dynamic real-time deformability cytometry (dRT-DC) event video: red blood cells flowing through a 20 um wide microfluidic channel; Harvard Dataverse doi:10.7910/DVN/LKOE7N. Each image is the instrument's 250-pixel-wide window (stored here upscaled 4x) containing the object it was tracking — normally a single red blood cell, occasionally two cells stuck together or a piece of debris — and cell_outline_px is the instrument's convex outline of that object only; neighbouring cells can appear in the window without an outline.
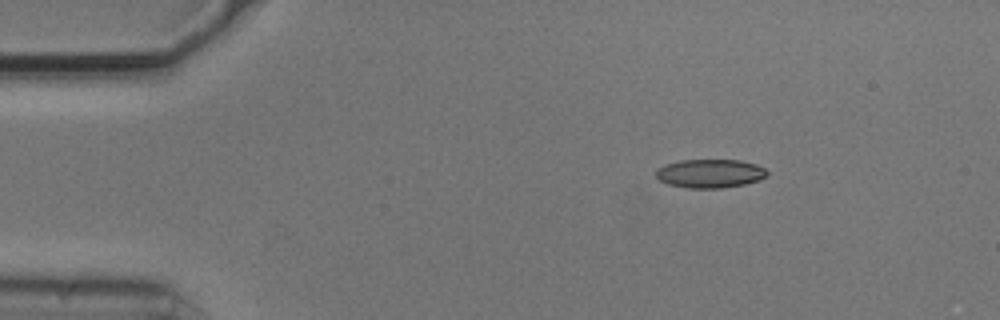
{"species": "common noctule bat (a hibernating species)", "species_latin": "Nyctalus noctula", "temperature_condition": "cold", "stored_images_in_passage": 3, "segment_of_instrument_passage": [1, 2], "camera_frame_rate_fps": 3000, "um_per_image_px": 0.085, "animal": {"sex": "male", "body_mass_g": 20.5, "forearm_length_mm": 52.5}, "frame": {"image": 1, "passage_image": 1, "time_ms": 0.0, "image_size_px": [1000, 320], "cell_outline_px": [[768, 176], [760, 180], [744, 184], [724, 188], [688, 188], [668, 184], [660, 180], [656, 176], [656, 168], [664, 164], [680, 160], [740, 160], [756, 164], [764, 168], [768, 172]], "centroid_in_image_um": [60.36, 14.74], "position_along_channel_um": 24.6, "area_um2": 18.73}}